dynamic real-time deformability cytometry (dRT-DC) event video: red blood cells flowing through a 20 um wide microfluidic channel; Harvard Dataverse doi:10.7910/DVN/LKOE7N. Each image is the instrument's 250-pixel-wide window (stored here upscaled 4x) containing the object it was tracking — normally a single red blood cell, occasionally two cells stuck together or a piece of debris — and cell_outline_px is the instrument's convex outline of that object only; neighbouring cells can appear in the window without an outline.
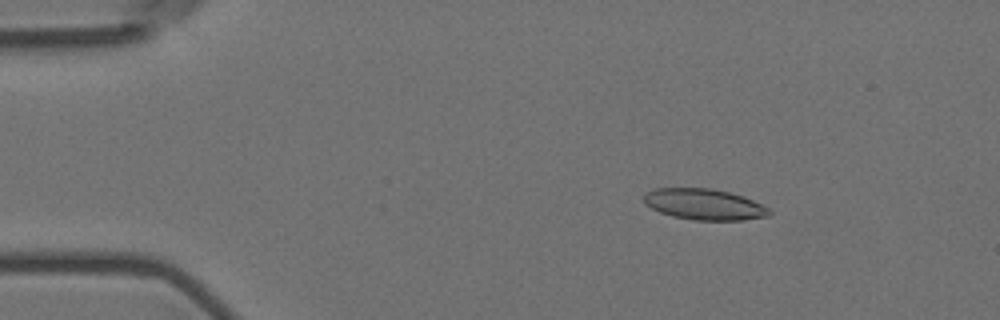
{"species": "Egyptian fruit bat (a non-hibernating species)", "species_latin": "Rousettus aegyptiacus", "temperature_condition": "room temperature", "stored_images_in_passage": 57, "camera_frame_rate_fps": 3000, "um_per_image_px": 0.085, "animal": {"sex": "female"}, "frame": {"image": 1, "passage_image": 9, "time_ms": 2.667, "image_size_px": [1000, 320], "cell_outline_px": [[772, 212], [768, 216], [744, 220], [692, 220], [672, 216], [660, 212], [644, 204], [644, 192], [656, 188], [712, 188], [744, 196], [768, 208]], "centroid_in_image_um": [59.83, 17.37], "position_along_channel_um": 25.2, "area_um2": 22.72}}
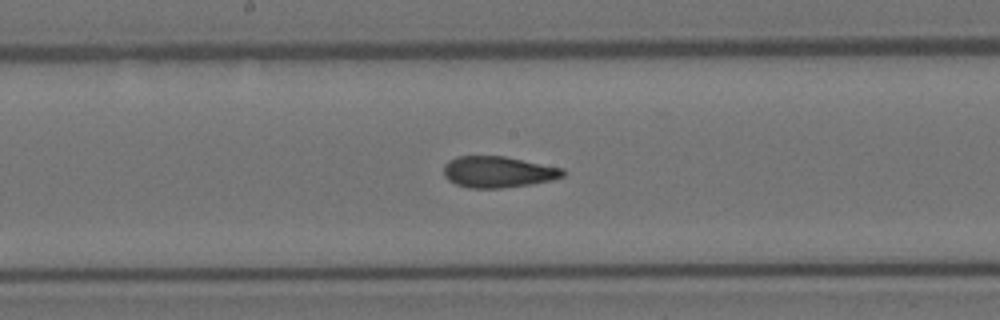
{"frame": {"image": 2, "passage_image": 30, "time_ms": 9.667, "image_size_px": [1000, 320], "cell_outline_px": [[564, 176], [552, 180], [532, 184], [504, 188], [468, 188], [456, 184], [448, 180], [444, 176], [444, 164], [448, 160], [456, 156], [504, 156], [564, 168]], "centroid_in_image_um": [42.32, 14.61], "position_along_channel_um": 205.9, "area_um2": 21.91}}
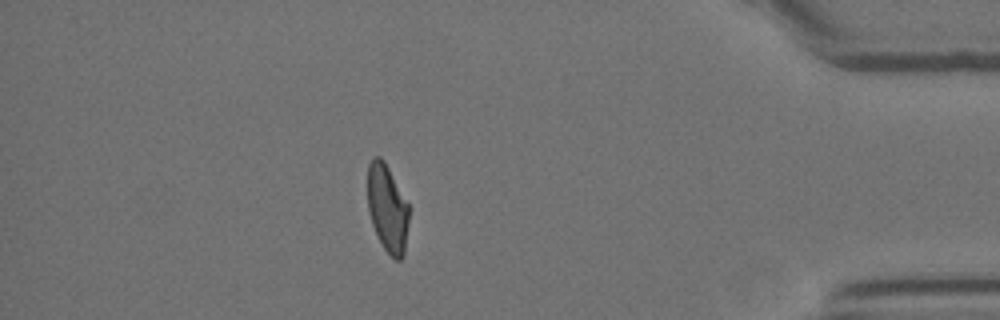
{"frame": {"image": 3, "passage_image": 50, "time_ms": 16.333, "image_size_px": [1000, 320], "cell_outline_px": [[408, 224], [404, 256], [400, 260], [396, 260], [384, 248], [372, 224], [368, 208], [368, 164], [372, 156], [380, 156], [384, 160], [408, 204]], "centroid_in_image_um": [32.92, 17.68], "position_along_channel_um": 402.3, "area_um2": 20.87}, "authors_computed_cell_mechanics": {"area_um2": 22.1952, "velocity_mm_per_s": 3.5844, "shape_relaxation_time_tau1_ms": null, "shape_relaxation_time_tau2_ms": 1.7642, "deformation_change_tau1": null, "deformation_change_tau2": 0.0951}}